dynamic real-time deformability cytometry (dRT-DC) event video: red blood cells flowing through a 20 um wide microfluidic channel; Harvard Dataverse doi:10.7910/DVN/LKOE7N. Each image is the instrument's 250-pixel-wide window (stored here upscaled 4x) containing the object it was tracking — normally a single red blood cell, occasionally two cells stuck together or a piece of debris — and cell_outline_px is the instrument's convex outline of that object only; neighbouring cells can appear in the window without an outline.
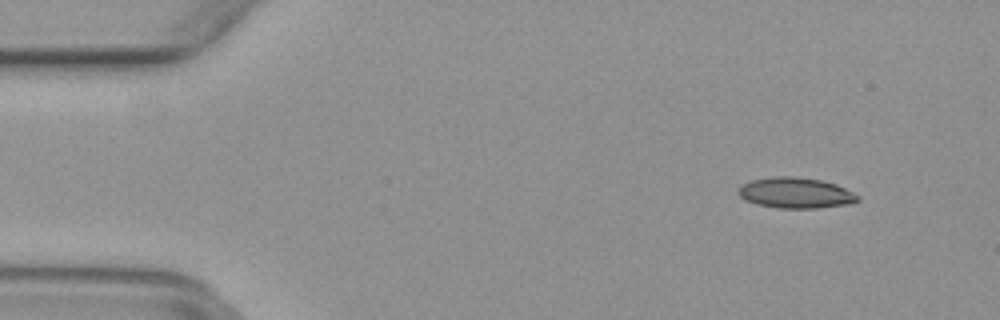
{"species": "common noctule bat (a hibernating species)", "species_latin": "Nyctalus noctula", "temperature_condition": "warm", "stored_images_in_passage": 50, "camera_frame_rate_fps": 3000, "um_per_image_px": 0.085, "animal": {"sex": "female", "body_mass_g": 29.2, "forearm_length_mm": 56.3}, "frame": {"image": 1, "passage_image": 5, "time_ms": 1.333, "image_size_px": [1000, 320], "cell_outline_px": [[860, 200], [848, 204], [816, 208], [776, 208], [756, 204], [744, 200], [736, 192], [744, 184], [752, 180], [772, 176], [796, 176], [820, 180], [836, 184], [860, 196]], "centroid_in_image_um": [67.62, 16.4], "position_along_channel_um": 17.4, "area_um2": 21.39}}
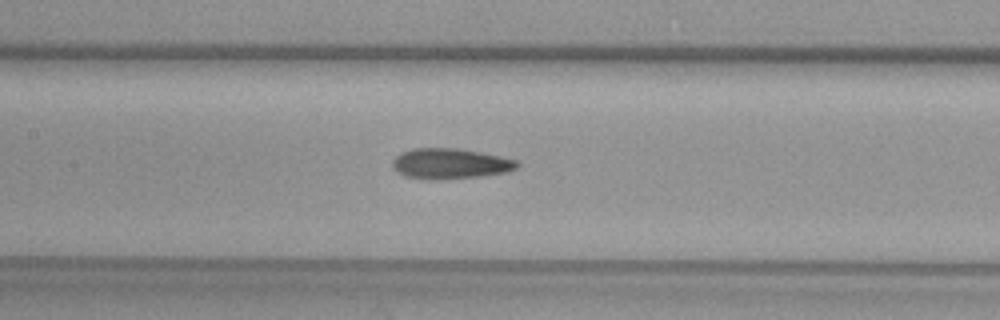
{"frame": {"image": 2, "passage_image": 23, "time_ms": 7.333, "image_size_px": [1000, 320], "cell_outline_px": [[520, 164], [516, 168], [508, 172], [480, 176], [440, 180], [432, 180], [404, 176], [396, 172], [392, 168], [392, 160], [396, 156], [412, 148], [460, 148], [500, 156], [516, 160]], "centroid_in_image_um": [38.25, 13.91], "position_along_channel_um": 169.2, "area_um2": 22.31}}
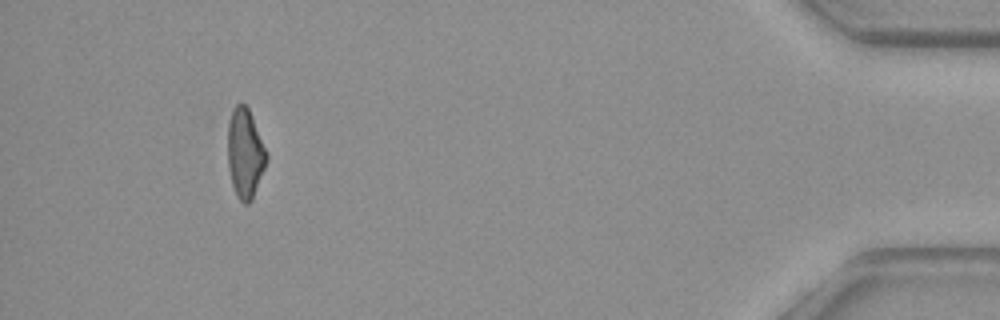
{"frame": {"image": 3, "passage_image": 46, "time_ms": 15.0, "image_size_px": [1000, 320], "cell_outline_px": [[268, 156], [264, 168], [252, 200], [248, 204], [244, 204], [236, 196], [232, 184], [228, 168], [228, 120], [232, 108], [240, 100], [248, 108], [252, 116], [268, 152]], "centroid_in_image_um": [20.82, 13.0], "position_along_channel_um": 414.4, "area_um2": 20.46}}